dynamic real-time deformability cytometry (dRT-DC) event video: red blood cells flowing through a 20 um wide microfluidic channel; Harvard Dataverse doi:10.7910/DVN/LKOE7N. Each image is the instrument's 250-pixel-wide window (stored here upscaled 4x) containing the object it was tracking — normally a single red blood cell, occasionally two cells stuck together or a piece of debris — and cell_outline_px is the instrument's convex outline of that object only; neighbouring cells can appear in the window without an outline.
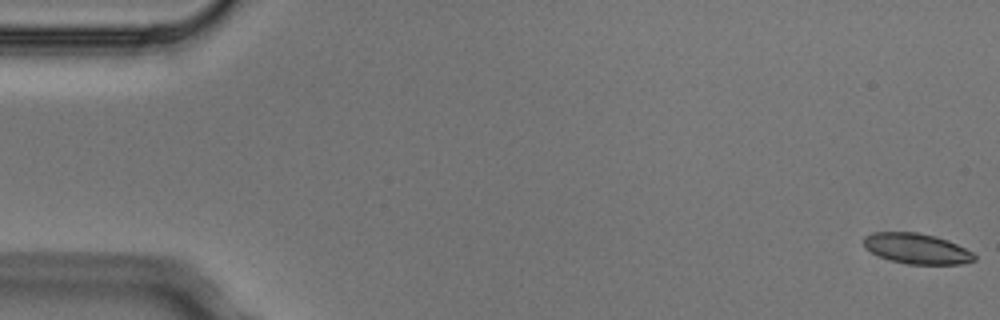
{"species": "Egyptian fruit bat (a non-hibernating species)", "species_latin": "Rousettus aegyptiacus", "temperature_condition": "cold", "stored_images_in_passage": 5, "camera_frame_rate_fps": 3000, "um_per_image_px": 0.085, "animal": {"sex": "male"}, "frame": {"image": 1, "passage_image": 1, "time_ms": 0.0, "image_size_px": [1000, 320], "cell_outline_px": [[976, 260], [960, 264], [908, 264], [892, 260], [880, 256], [864, 248], [864, 236], [872, 232], [916, 232], [936, 236], [948, 240], [972, 252], [976, 256]], "centroid_in_image_um": [77.92, 21.12], "position_along_channel_um": 7.1, "area_um2": 19.54}}
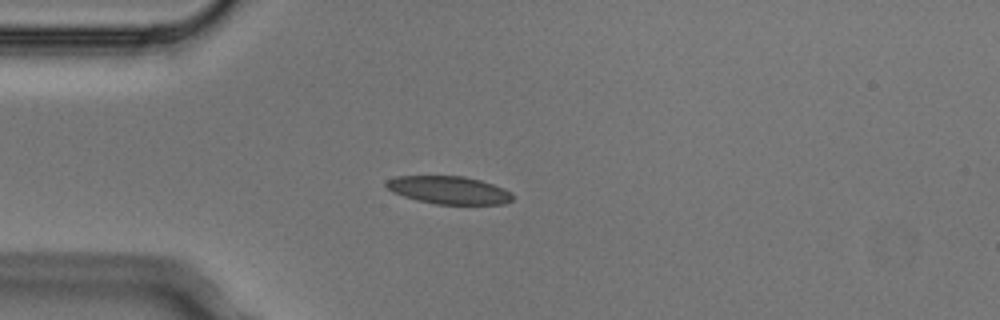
{"frame": {"image": 2, "passage_image": 5, "time_ms": 1.333, "image_size_px": [1000, 320], "cell_outline_px": [[512, 200], [504, 204], [436, 204], [416, 200], [392, 192], [384, 184], [388, 180], [396, 176], [464, 176], [480, 180], [504, 188], [512, 192]], "centroid_in_image_um": [38.16, 16.16], "position_along_channel_um": 46.8, "area_um2": 20.46}}